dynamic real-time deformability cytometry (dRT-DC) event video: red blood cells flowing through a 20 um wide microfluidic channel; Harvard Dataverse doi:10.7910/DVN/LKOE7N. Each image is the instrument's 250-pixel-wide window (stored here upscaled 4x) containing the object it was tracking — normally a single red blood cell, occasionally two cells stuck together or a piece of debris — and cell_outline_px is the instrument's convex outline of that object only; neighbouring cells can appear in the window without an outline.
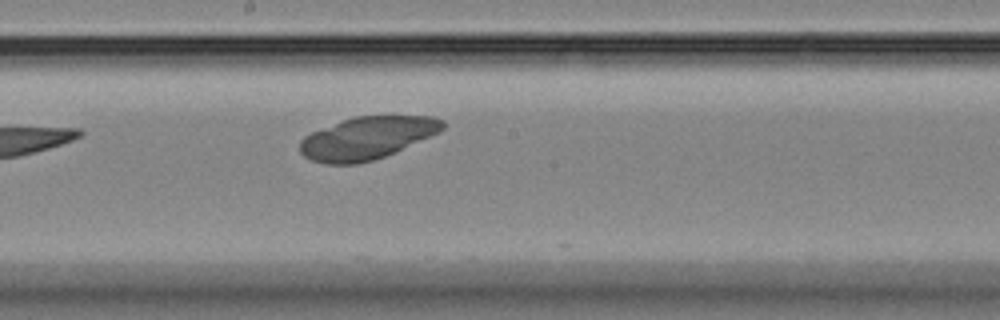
{"species": "Egyptian fruit bat (a non-hibernating species)", "species_latin": "Rousettus aegyptiacus", "temperature_condition": "room temperature", "stored_images_in_passage": 7, "camera_frame_rate_fps": 3000, "um_per_image_px": 0.085, "animal": {"sex": "female"}, "frame": {"image": 1, "passage_image": 7, "time_ms": 8.333, "image_size_px": [1000, 320], "cell_outline_px": [[444, 128], [440, 132], [384, 156], [372, 160], [356, 164], [324, 164], [312, 160], [304, 156], [300, 152], [300, 140], [304, 136], [312, 132], [344, 120], [356, 116], [392, 112], [432, 116], [444, 120]], "centroid_in_image_um": [31.26, 11.67], "position_along_channel_um": 216.9, "area_um2": 36.07}}